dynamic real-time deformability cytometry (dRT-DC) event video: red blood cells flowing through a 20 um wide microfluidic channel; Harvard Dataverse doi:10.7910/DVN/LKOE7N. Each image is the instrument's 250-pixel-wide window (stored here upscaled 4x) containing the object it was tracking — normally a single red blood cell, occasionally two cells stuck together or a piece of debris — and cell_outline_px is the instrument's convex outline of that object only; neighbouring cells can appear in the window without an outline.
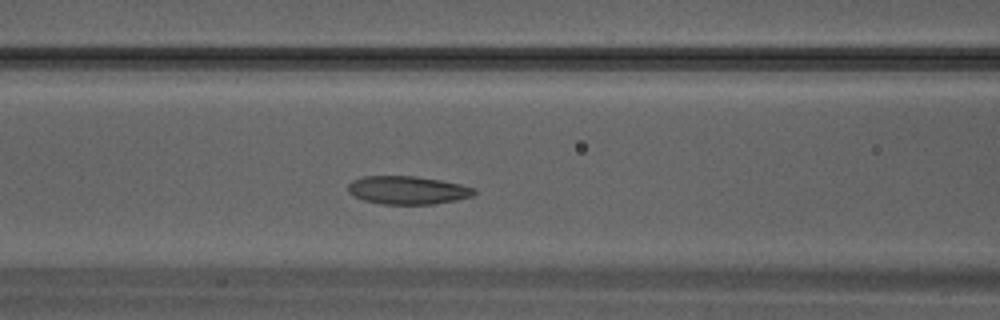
{"species": "Egyptian fruit bat (a non-hibernating species)", "species_latin": "Rousettus aegyptiacus", "temperature_condition": "warm", "stored_images_in_passage": 30, "camera_frame_rate_fps": 3000, "um_per_image_px": 0.085, "animal": {"sex": "male"}, "frame": {"image": 1, "passage_image": 11, "time_ms": 3.333, "image_size_px": [1000, 320], "cell_outline_px": [[476, 192], [472, 196], [456, 200], [432, 204], [384, 204], [364, 200], [352, 196], [348, 192], [348, 184], [352, 180], [364, 176], [416, 176], [440, 180], [460, 184], [476, 188]], "centroid_in_image_um": [34.63, 16.16], "position_along_channel_um": 132.0, "area_um2": 20.75}}
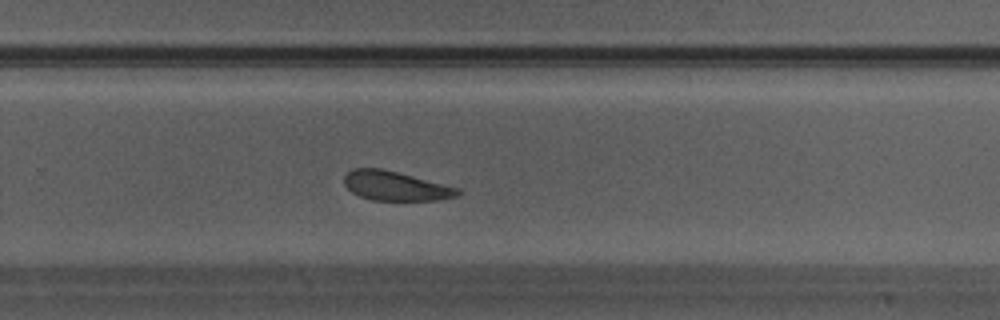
{"frame": {"image": 2, "passage_image": 19, "time_ms": 6.0, "image_size_px": [1000, 320], "cell_outline_px": [[460, 192], [456, 196], [440, 200], [372, 200], [360, 196], [352, 192], [344, 184], [344, 176], [352, 168], [380, 168], [460, 188]], "centroid_in_image_um": [33.6, 15.81], "position_along_channel_um": 296.2, "area_um2": 19.19}}
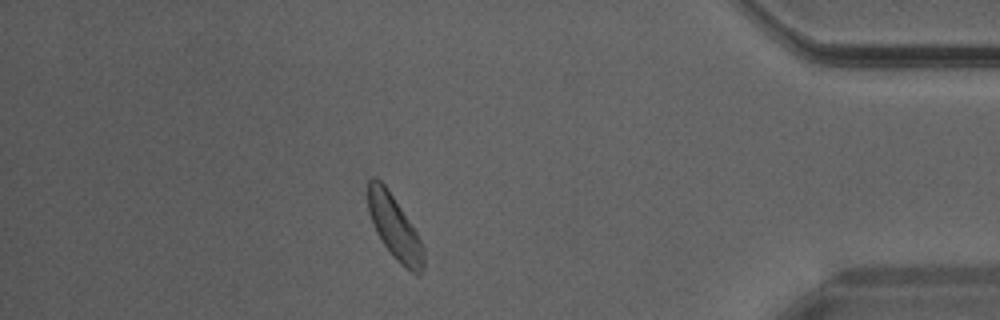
{"frame": {"image": 3, "passage_image": 26, "time_ms": 8.333, "image_size_px": [1000, 320], "cell_outline_px": [[424, 268], [416, 276], [400, 264], [392, 256], [376, 232], [368, 212], [368, 180], [372, 176], [376, 176], [384, 184], [416, 232], [424, 248]], "centroid_in_image_um": [33.53, 19.35], "position_along_channel_um": 401.7, "area_um2": 20.4}}